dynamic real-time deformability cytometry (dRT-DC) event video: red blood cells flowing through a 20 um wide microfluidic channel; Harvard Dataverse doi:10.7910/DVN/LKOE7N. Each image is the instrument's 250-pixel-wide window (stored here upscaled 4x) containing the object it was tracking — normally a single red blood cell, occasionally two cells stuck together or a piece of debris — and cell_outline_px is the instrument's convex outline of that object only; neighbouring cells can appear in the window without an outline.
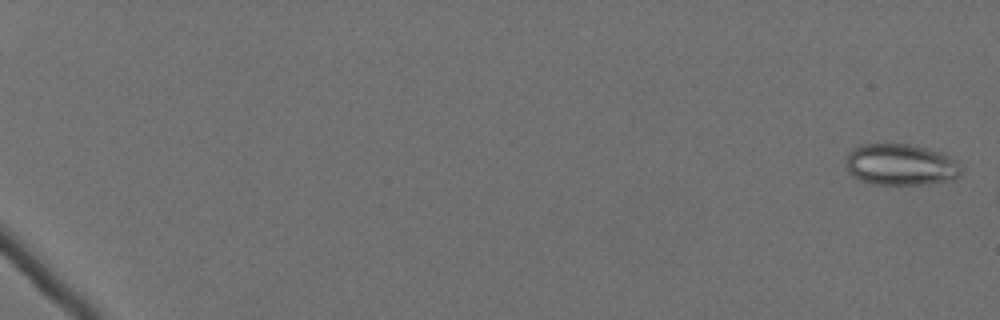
{"species": "Egyptian fruit bat (a non-hibernating species)", "species_latin": "Rousettus aegyptiacus", "temperature_condition": "cold", "stored_images_in_passage": 8, "camera_frame_rate_fps": 3000, "um_per_image_px": 0.085, "animal": {"sex": "female"}, "frame": {"image": 1, "passage_image": 2, "time_ms": 0.333, "image_size_px": [1000, 320], "cell_outline_px": [[964, 168], [960, 176], [952, 180], [928, 184], [872, 184], [860, 180], [848, 172], [844, 160], [848, 152], [852, 148], [860, 144], [908, 144], [928, 148], [944, 152], [960, 164]], "centroid_in_image_um": [76.57, 13.99], "position_along_channel_um": 8.4, "area_um2": 28.38}}